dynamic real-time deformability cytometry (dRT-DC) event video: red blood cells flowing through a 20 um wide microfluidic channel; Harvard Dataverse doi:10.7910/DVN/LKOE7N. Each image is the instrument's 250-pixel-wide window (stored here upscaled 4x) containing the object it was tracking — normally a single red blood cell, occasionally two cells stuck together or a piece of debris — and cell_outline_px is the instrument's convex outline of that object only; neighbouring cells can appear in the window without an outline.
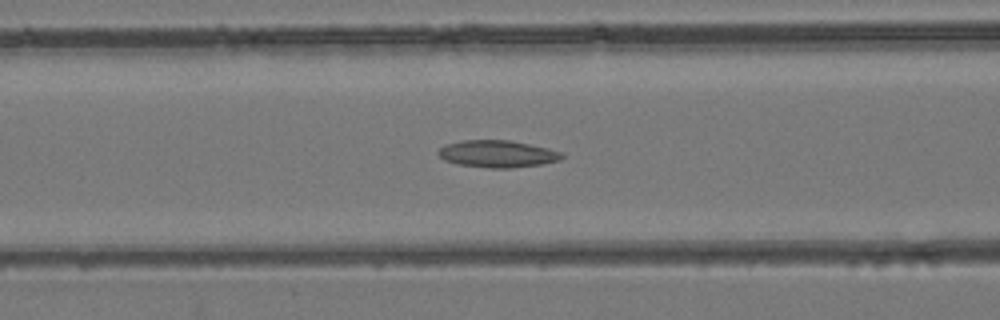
{"species": "common noctule bat (a hibernating species)", "species_latin": "Nyctalus noctula", "temperature_condition": "room temperature", "stored_images_in_passage": 28, "camera_frame_rate_fps": 3000, "um_per_image_px": 0.085, "animal": {"sex": "female", "body_mass_g": 24.6, "forearm_length_mm": 56.2}, "frame": {"image": 1, "passage_image": 9, "time_ms": 2.667, "image_size_px": [1000, 320], "cell_outline_px": [[564, 156], [560, 160], [544, 164], [512, 168], [488, 168], [456, 164], [444, 160], [436, 152], [444, 144], [464, 140], [508, 140], [548, 148], [560, 152]], "centroid_in_image_um": [42.26, 13.09], "position_along_channel_um": 124.3, "area_um2": 19.59}}
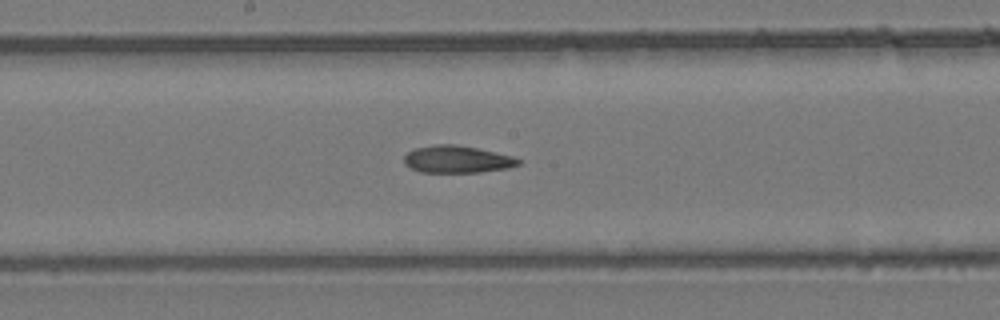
{"frame": {"image": 2, "passage_image": 15, "time_ms": 4.667, "image_size_px": [1000, 320], "cell_outline_px": [[520, 164], [508, 168], [480, 172], [420, 172], [404, 164], [404, 156], [408, 152], [416, 148], [436, 144], [456, 144], [476, 148], [512, 156], [520, 160]], "centroid_in_image_um": [38.84, 13.54], "position_along_channel_um": 209.4, "area_um2": 17.98}}
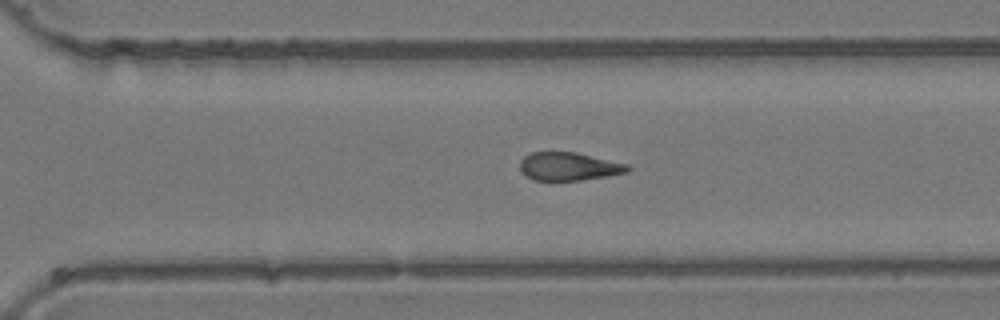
{"frame": {"image": 3, "passage_image": 23, "time_ms": 7.333, "image_size_px": [1000, 320], "cell_outline_px": [[632, 168], [628, 172], [608, 176], [580, 180], [532, 180], [520, 168], [520, 160], [524, 156], [532, 152], [576, 152], [628, 164]], "centroid_in_image_um": [48.38, 14.14], "position_along_channel_um": 322.2, "area_um2": 17.63}}